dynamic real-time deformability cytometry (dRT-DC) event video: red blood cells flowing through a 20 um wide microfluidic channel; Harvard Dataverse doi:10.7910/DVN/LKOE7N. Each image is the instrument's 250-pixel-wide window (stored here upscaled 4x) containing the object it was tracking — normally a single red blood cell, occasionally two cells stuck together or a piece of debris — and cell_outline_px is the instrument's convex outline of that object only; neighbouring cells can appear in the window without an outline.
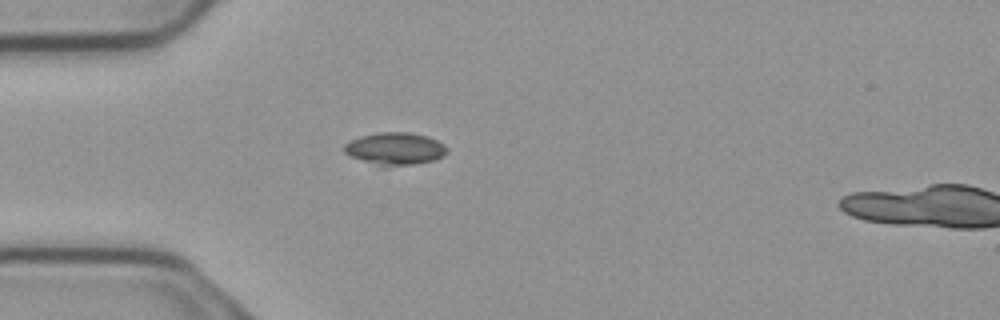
{"species": "common noctule bat (a hibernating species)", "species_latin": "Nyctalus noctula", "temperature_condition": "cold", "stored_images_in_passage": 17, "camera_frame_rate_fps": 3000, "um_per_image_px": 0.085, "animal": {"sex": "male", "body_mass_g": 23.1, "forearm_length_mm": 52.7}, "frame": {"image": 1, "passage_image": 15, "time_ms": 4.667, "image_size_px": [1000, 320], "cell_outline_px": [[448, 152], [444, 156], [432, 160], [412, 164], [388, 168], [380, 168], [352, 156], [344, 152], [344, 144], [360, 136], [376, 132], [408, 132], [428, 136], [444, 144], [448, 148]], "centroid_in_image_um": [33.58, 12.66], "position_along_channel_um": 51.4, "area_um2": 19.77}}